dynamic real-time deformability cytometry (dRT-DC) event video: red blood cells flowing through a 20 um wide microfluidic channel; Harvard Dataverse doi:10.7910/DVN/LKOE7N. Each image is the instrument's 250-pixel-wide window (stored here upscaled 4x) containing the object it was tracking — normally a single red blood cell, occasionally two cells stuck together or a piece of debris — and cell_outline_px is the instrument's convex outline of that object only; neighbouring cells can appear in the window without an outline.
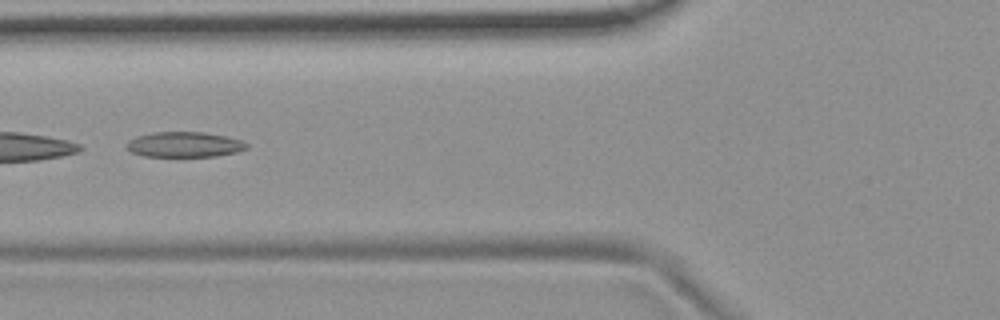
{"species": "common noctule bat (a hibernating species)", "species_latin": "Nyctalus noctula", "temperature_condition": "room temperature", "stored_images_in_passage": 5, "camera_frame_rate_fps": 3000, "um_per_image_px": 0.085, "animal": {"sex": "female", "body_mass_g": 19.9}, "frame": {"image": 1, "passage_image": 3, "time_ms": 2.333, "image_size_px": [1000, 320], "cell_outline_px": [[248, 148], [236, 152], [216, 156], [144, 156], [132, 152], [128, 148], [128, 140], [136, 136], [156, 132], [204, 132], [224, 136], [240, 140], [248, 144]], "centroid_in_image_um": [15.68, 12.28], "position_along_channel_um": 110.1, "area_um2": 17.46}}
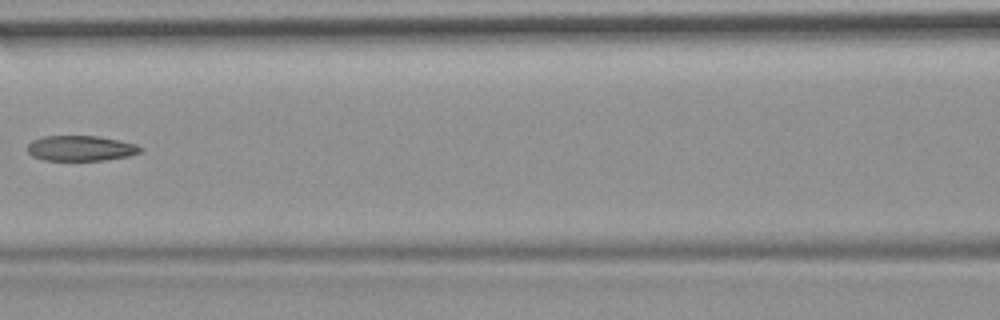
{"frame": {"image": 2, "passage_image": 4, "time_ms": 3.667, "image_size_px": [1000, 320], "cell_outline_px": [[144, 148], [140, 152], [128, 156], [104, 160], [44, 160], [32, 156], [28, 152], [28, 144], [32, 140], [44, 136], [96, 136], [120, 140], [136, 144]], "centroid_in_image_um": [6.87, 12.6], "position_along_channel_um": 159.7, "area_um2": 16.65}}